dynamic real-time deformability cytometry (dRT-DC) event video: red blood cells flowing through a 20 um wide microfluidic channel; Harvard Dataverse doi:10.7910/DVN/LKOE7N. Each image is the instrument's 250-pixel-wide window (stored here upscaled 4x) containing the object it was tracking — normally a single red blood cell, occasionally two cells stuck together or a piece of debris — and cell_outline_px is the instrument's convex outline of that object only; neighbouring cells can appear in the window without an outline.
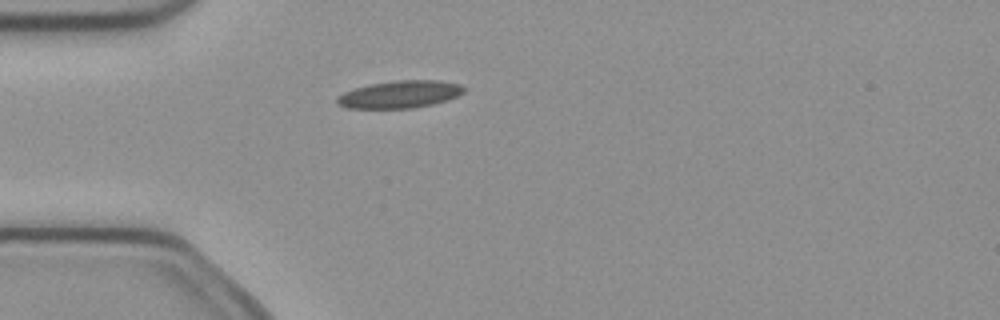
{"species": "common noctule bat (a hibernating species)", "species_latin": "Nyctalus noctula", "temperature_condition": "cold", "stored_images_in_passage": 3, "camera_frame_rate_fps": 3000, "um_per_image_px": 0.085, "animal": {"sex": "female", "body_mass_g": 21.9}, "frame": {"image": 1, "passage_image": 3, "time_ms": 0.667, "image_size_px": [1000, 320], "cell_outline_px": [[464, 92], [448, 100], [432, 104], [412, 108], [348, 108], [336, 104], [336, 96], [344, 92], [356, 88], [372, 84], [396, 80], [436, 80], [460, 84], [464, 88]], "centroid_in_image_um": [33.97, 8.02], "position_along_channel_um": 51.0, "area_um2": 20.11}}